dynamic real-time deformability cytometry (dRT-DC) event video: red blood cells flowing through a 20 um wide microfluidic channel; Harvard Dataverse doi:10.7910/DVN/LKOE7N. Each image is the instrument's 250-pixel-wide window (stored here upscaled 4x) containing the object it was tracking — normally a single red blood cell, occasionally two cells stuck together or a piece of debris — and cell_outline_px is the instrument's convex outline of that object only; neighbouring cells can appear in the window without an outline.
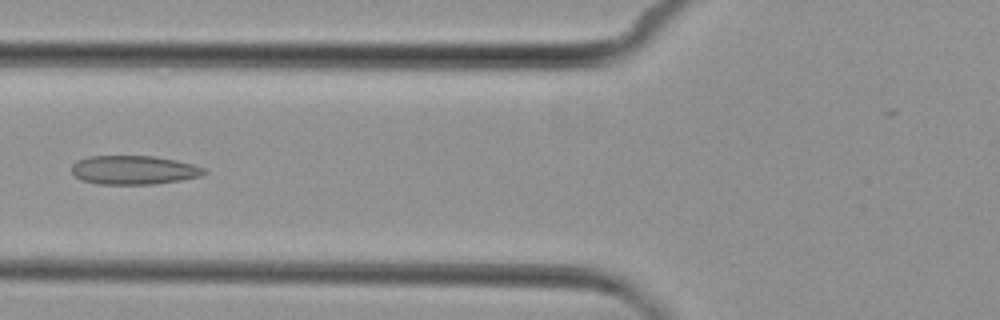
{"species": "common noctule bat (a hibernating species)", "species_latin": "Nyctalus noctula", "temperature_condition": "cold", "stored_images_in_passage": 5, "camera_frame_rate_fps": 3000, "um_per_image_px": 0.085, "animal": {"sex": "female", "body_mass_g": 29.2, "forearm_length_mm": 56.3}, "frame": {"image": 1, "passage_image": 5, "time_ms": 4.333, "image_size_px": [1000, 320], "cell_outline_px": [[208, 172], [200, 176], [180, 180], [152, 184], [96, 184], [80, 180], [72, 172], [72, 164], [76, 160], [88, 156], [156, 156], [176, 160], [192, 164], [204, 168]], "centroid_in_image_um": [11.34, 14.45], "position_along_channel_um": 114.5, "area_um2": 22.37}}